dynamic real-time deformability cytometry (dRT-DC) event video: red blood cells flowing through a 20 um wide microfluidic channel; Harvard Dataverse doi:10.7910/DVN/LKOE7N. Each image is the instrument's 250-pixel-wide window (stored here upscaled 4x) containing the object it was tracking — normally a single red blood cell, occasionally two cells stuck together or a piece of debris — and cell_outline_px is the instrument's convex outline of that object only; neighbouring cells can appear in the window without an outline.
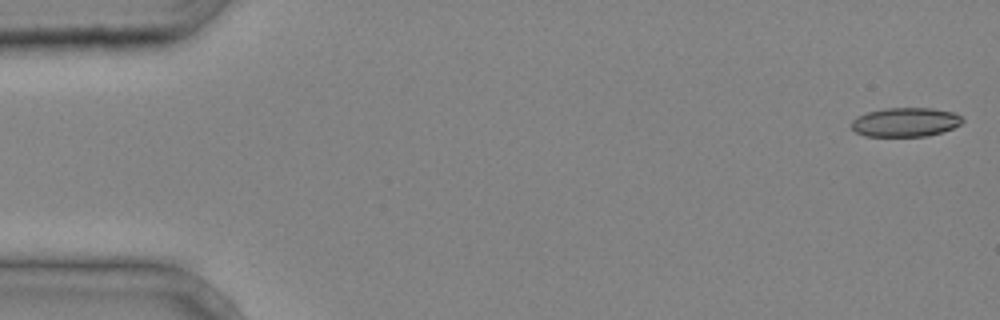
{"species": "common noctule bat (a hibernating species)", "species_latin": "Nyctalus noctula", "temperature_condition": "cold", "stored_images_in_passage": 38, "camera_frame_rate_fps": 3000, "um_per_image_px": 0.085, "animal": {"sex": "male", "body_mass_g": 20.4}, "frame": {"image": 1, "passage_image": 1, "time_ms": 0.0, "image_size_px": [1000, 320], "cell_outline_px": [[964, 120], [960, 124], [952, 128], [928, 136], [864, 136], [856, 132], [852, 128], [852, 120], [856, 116], [868, 112], [884, 108], [932, 108], [956, 112]], "centroid_in_image_um": [76.95, 10.37], "position_along_channel_um": 8.0, "area_um2": 18.84}}
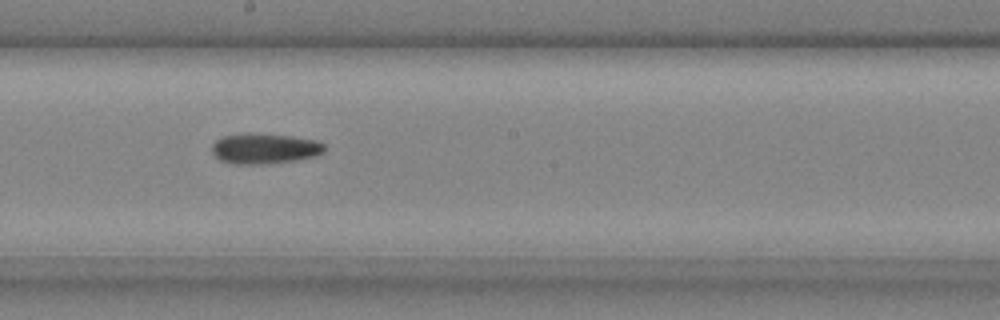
{"frame": {"image": 2, "passage_image": 23, "time_ms": 7.333, "image_size_px": [1000, 320], "cell_outline_px": [[324, 152], [316, 156], [296, 160], [264, 164], [236, 164], [220, 160], [212, 152], [212, 144], [216, 140], [224, 136], [244, 132], [292, 136], [320, 140], [324, 144]], "centroid_in_image_um": [22.51, 12.61], "position_along_channel_um": 225.7, "area_um2": 20.17}}
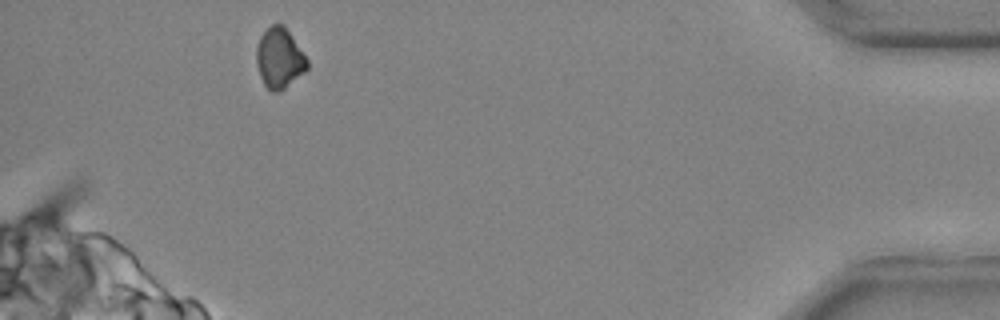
{"frame": {"image": 3, "passage_image": 38, "time_ms": 12.333, "image_size_px": [1000, 320], "cell_outline_px": [[308, 68], [304, 72], [284, 88], [276, 92], [272, 92], [264, 84], [260, 76], [256, 64], [256, 48], [260, 36], [272, 24], [284, 24], [308, 60]], "centroid_in_image_um": [23.74, 4.93], "position_along_channel_um": 411.5, "area_um2": 17.69}}